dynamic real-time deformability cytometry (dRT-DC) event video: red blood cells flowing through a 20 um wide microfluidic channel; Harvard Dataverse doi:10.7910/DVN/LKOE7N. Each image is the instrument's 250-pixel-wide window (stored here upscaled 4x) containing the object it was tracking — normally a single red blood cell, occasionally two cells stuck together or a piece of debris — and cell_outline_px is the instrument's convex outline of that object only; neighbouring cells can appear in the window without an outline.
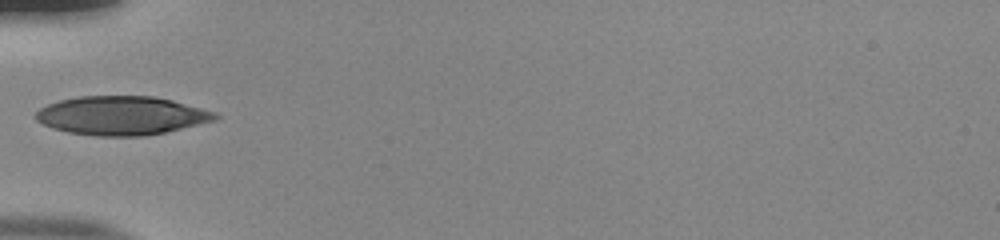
{"species": "human", "species_latin": "Homo sapiens", "temperature_condition": "room temperature", "stored_images_in_passage": 17, "camera_frame_rate_fps": 3000, "um_per_image_px": 0.085, "donor": {"sex": "male"}, "frame": {"image": 1, "passage_image": 1, "time_ms": 0.0, "image_size_px": [1000, 240], "cell_outline_px": [[220, 116], [216, 120], [164, 132], [144, 136], [96, 136], [68, 132], [52, 128], [36, 120], [36, 112], [40, 108], [48, 104], [60, 100], [80, 96], [152, 96], [172, 100], [216, 112]], "centroid_in_image_um": [10.33, 9.82], "position_along_channel_um": 74.7, "area_um2": 40.34}}
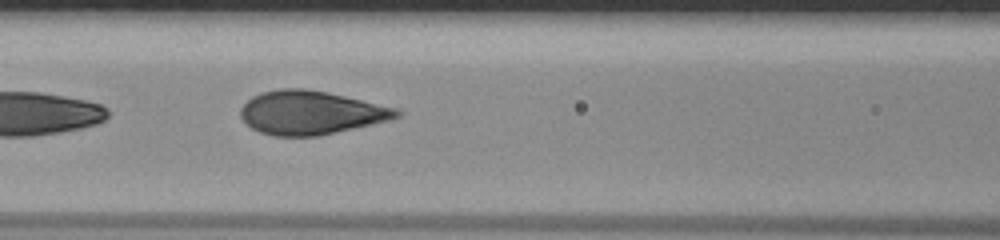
{"frame": {"image": 2, "passage_image": 6, "time_ms": 1.667, "image_size_px": [1000, 240], "cell_outline_px": [[404, 112], [400, 116], [388, 120], [320, 136], [272, 136], [260, 132], [252, 128], [240, 116], [240, 108], [252, 96], [260, 92], [280, 88], [304, 88], [328, 92], [396, 108]], "centroid_in_image_um": [26.4, 9.57], "position_along_channel_um": 140.2, "area_um2": 39.65}}
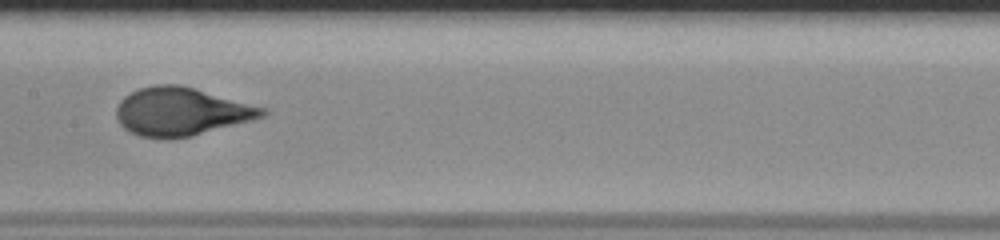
{"frame": {"image": 3, "passage_image": 10, "time_ms": 3.0, "image_size_px": [1000, 240], "cell_outline_px": [[268, 112], [264, 116], [252, 120], [192, 136], [168, 140], [140, 136], [128, 132], [120, 124], [116, 116], [116, 108], [120, 100], [124, 96], [140, 88], [156, 84], [180, 84], [264, 108]], "centroid_in_image_um": [15.35, 9.5], "position_along_channel_um": 192.1, "area_um2": 40.92}}